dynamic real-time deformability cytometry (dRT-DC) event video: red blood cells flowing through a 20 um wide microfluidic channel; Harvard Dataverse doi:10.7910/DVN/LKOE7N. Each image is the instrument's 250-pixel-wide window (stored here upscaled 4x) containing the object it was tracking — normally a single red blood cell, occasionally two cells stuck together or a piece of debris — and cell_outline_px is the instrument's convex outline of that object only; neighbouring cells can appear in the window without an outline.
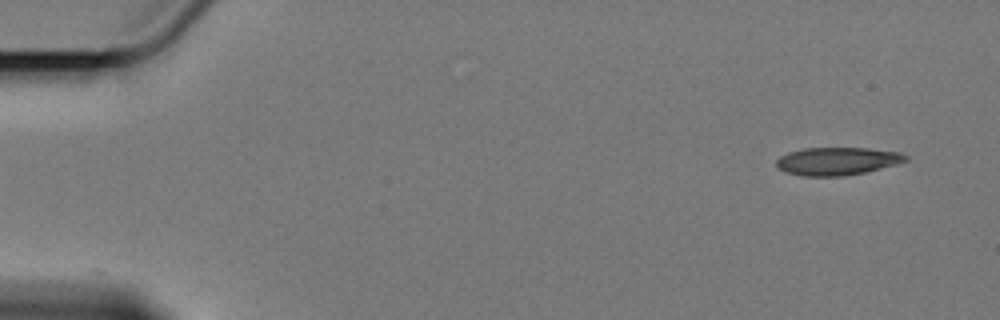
{"species": "Egyptian fruit bat (a non-hibernating species)", "species_latin": "Rousettus aegyptiacus", "temperature_condition": "cold", "stored_images_in_passage": 5, "camera_frame_rate_fps": 3000, "um_per_image_px": 0.085, "animal": {"sex": "female"}, "frame": {"image": 1, "passage_image": 1, "time_ms": 0.0, "image_size_px": [1000, 320], "cell_outline_px": [[908, 160], [896, 164], [864, 172], [844, 176], [800, 176], [784, 172], [776, 168], [776, 160], [780, 156], [788, 152], [804, 148], [868, 148], [900, 152], [908, 156]], "centroid_in_image_um": [71.12, 13.7], "position_along_channel_um": 13.9, "area_um2": 21.1}}